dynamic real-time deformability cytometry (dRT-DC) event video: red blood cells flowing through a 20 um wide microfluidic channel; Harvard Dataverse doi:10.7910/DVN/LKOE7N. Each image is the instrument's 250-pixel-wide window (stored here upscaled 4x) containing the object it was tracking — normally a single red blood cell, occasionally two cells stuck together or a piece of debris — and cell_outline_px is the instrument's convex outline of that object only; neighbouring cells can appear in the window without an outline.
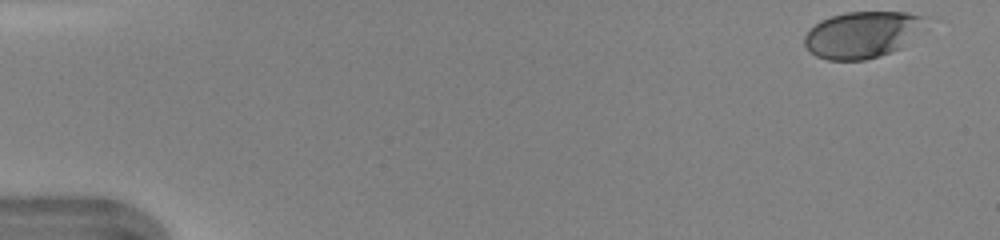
{"species": "human", "species_latin": "Homo sapiens", "temperature_condition": "warm", "stored_images_in_passage": 45, "camera_frame_rate_fps": 3000, "um_per_image_px": 0.085, "donor": {"sex": "female"}, "frame": {"image": 1, "passage_image": 1, "time_ms": 0.0, "image_size_px": [1000, 240], "cell_outline_px": [[924, 16], [900, 48], [892, 52], [880, 56], [864, 60], [828, 60], [816, 56], [804, 44], [804, 36], [808, 28], [820, 20], [832, 16], [848, 12], [904, 12]], "centroid_in_image_um": [73.11, 2.96], "position_along_channel_um": 11.9, "area_um2": 31.73}}
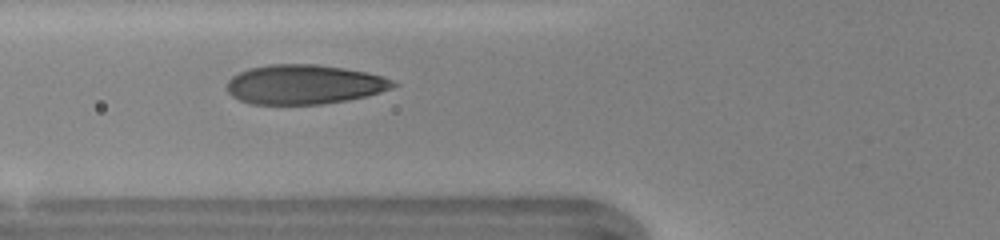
{"frame": {"image": 2, "passage_image": 17, "time_ms": 5.333, "image_size_px": [1000, 240], "cell_outline_px": [[400, 84], [392, 88], [380, 92], [348, 100], [320, 104], [252, 104], [240, 100], [232, 96], [228, 92], [228, 80], [232, 76], [248, 68], [268, 64], [316, 64], [344, 68], [368, 72], [392, 80]], "centroid_in_image_um": [25.86, 7.17], "position_along_channel_um": 99.9, "area_um2": 38.21}}
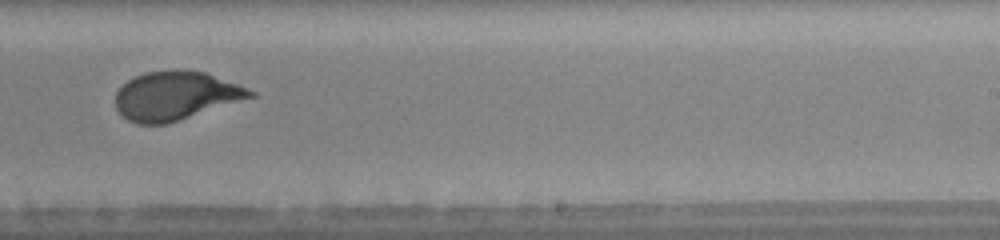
{"frame": {"image": 3, "passage_image": 29, "time_ms": 9.333, "image_size_px": [1000, 240], "cell_outline_px": [[256, 96], [168, 124], [136, 124], [128, 120], [116, 108], [116, 92], [128, 80], [144, 72], [204, 72], [236, 84], [256, 92]], "centroid_in_image_um": [14.92, 8.18], "position_along_channel_um": 274.1, "area_um2": 37.34}, "authors_computed_cell_mechanics": {"area_um2": 37.3966, "velocity_mm_per_s": 4.3461, "shape_relaxation_time_tau1_ms": 3.169, "shape_relaxation_time_tau2_ms": null, "deformation_change_tau1": 0.1651, "deformation_change_tau2": null}}